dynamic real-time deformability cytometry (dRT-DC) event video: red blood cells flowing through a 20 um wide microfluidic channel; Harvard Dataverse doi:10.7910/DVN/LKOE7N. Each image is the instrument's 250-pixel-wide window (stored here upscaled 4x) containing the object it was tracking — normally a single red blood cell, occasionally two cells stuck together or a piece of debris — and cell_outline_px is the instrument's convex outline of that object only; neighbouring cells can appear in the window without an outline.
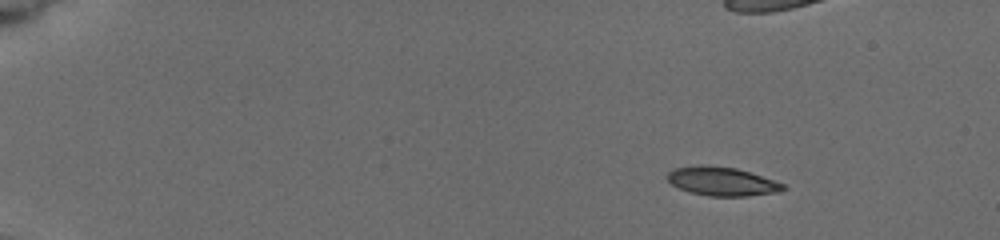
{"species": "common noctule bat (a hibernating species)", "species_latin": "Nyctalus noctula", "temperature_condition": "cold", "stored_images_in_passage": 7, "camera_frame_rate_fps": 3000, "um_per_image_px": 0.085, "animal": {"sex": "female", "body_mass_g": 19.5, "forearm_length_mm": 54.1}, "frame": {"image": 1, "passage_image": 2, "time_ms": 0.667, "image_size_px": [1000, 240], "cell_outline_px": [[784, 188], [780, 192], [748, 196], [708, 196], [692, 192], [680, 188], [672, 184], [668, 180], [668, 172], [676, 168], [696, 164], [700, 164], [736, 168], [784, 184]], "centroid_in_image_um": [61.35, 15.41], "position_along_channel_um": 23.7, "area_um2": 19.13}}